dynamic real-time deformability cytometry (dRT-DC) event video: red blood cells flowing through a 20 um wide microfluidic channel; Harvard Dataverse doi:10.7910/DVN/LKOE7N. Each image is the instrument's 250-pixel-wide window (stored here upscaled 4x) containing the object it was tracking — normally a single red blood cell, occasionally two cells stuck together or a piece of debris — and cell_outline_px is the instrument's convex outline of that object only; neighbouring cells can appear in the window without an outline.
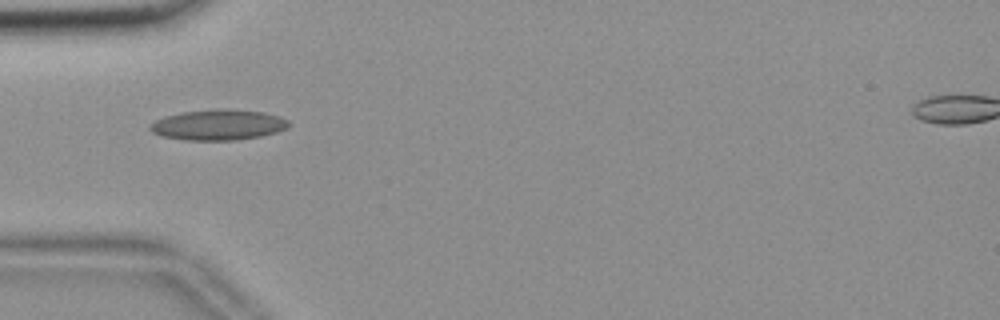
{"species": "common noctule bat (a hibernating species)", "species_latin": "Nyctalus noctula", "temperature_condition": "room temperature", "stored_images_in_passage": 40, "camera_frame_rate_fps": 3000, "um_per_image_px": 0.085, "animal": {"sex": "female", "body_mass_g": 18.4}, "frame": {"image": 1, "passage_image": 2, "time_ms": 0.333, "image_size_px": [1000, 320], "cell_outline_px": [[292, 124], [288, 128], [276, 132], [260, 136], [236, 140], [188, 140], [164, 136], [152, 132], [148, 128], [156, 120], [164, 116], [184, 112], [220, 108], [264, 112], [280, 116], [288, 120]], "centroid_in_image_um": [18.61, 10.6], "position_along_channel_um": 66.4, "area_um2": 24.62}}
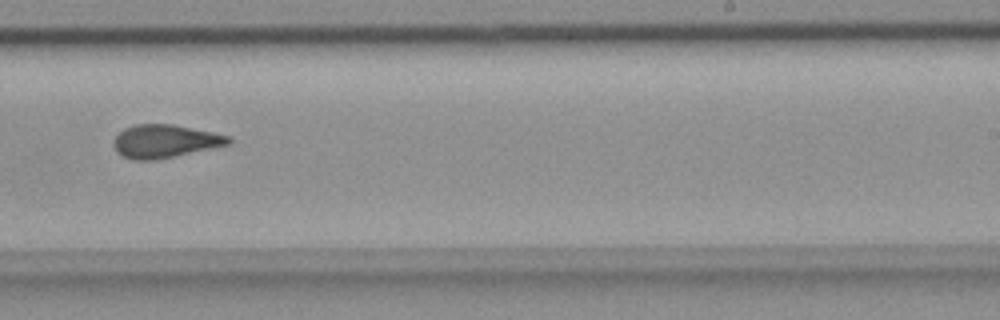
{"frame": {"image": 2, "passage_image": 19, "time_ms": 6.0, "image_size_px": [1000, 320], "cell_outline_px": [[232, 140], [228, 144], [172, 156], [152, 160], [136, 160], [124, 156], [116, 152], [112, 144], [116, 136], [124, 128], [136, 124], [172, 124], [212, 132], [228, 136]], "centroid_in_image_um": [13.95, 11.99], "position_along_channel_um": 275.0, "area_um2": 21.68}}
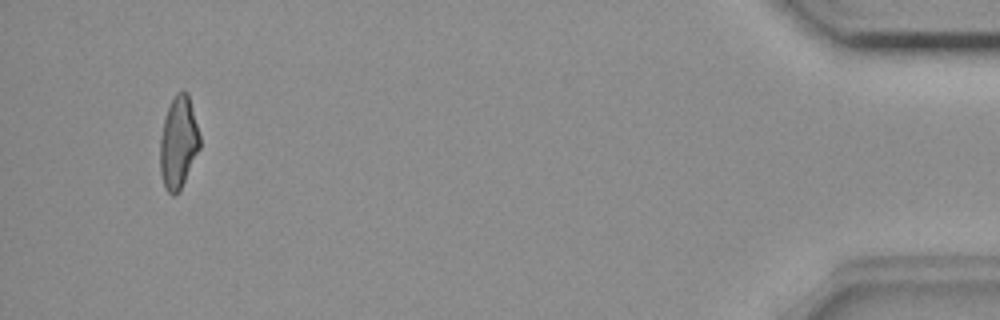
{"frame": {"image": 3, "passage_image": 37, "time_ms": 12.0, "image_size_px": [1000, 320], "cell_outline_px": [[200, 148], [180, 192], [176, 196], [172, 196], [164, 188], [160, 172], [160, 140], [164, 120], [168, 108], [176, 92], [188, 92], [200, 136]], "centroid_in_image_um": [15.17, 12.18], "position_along_channel_um": 420.0, "area_um2": 21.44}, "authors_computed_cell_mechanics": {"area_um2": 21.8773, "velocity_mm_per_s": 3.7016, "shape_relaxation_time_tau1_ms": null, "shape_relaxation_time_tau2_ms": 2.1223, "deformation_change_tau1": null, "deformation_change_tau2": 0.0929}}